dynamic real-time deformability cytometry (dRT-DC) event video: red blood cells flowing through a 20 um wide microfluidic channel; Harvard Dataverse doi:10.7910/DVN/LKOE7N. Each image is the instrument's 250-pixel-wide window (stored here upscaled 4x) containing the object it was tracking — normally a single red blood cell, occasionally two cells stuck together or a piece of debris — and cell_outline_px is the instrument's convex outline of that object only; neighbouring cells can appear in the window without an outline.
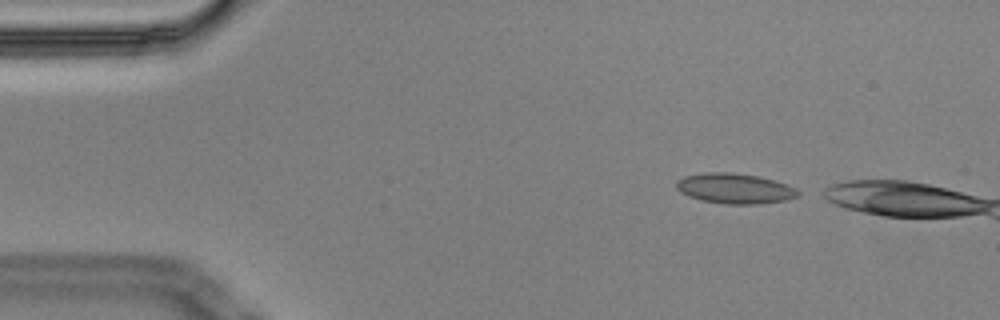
{"species": "Egyptian fruit bat (a non-hibernating species)", "species_latin": "Rousettus aegyptiacus", "temperature_condition": "cold", "stored_images_in_passage": 3, "camera_frame_rate_fps": 3000, "um_per_image_px": 0.085, "animal": {"sex": "male"}, "frame": {"image": 1, "passage_image": 1, "time_ms": 0.0, "image_size_px": [1000, 320], "cell_outline_px": [[800, 196], [784, 200], [760, 204], [724, 204], [700, 200], [688, 196], [680, 192], [676, 188], [676, 180], [684, 176], [704, 172], [732, 172], [756, 176], [776, 180], [796, 188], [800, 192]], "centroid_in_image_um": [62.44, 16.02], "position_along_channel_um": 22.6, "area_um2": 21.68}}